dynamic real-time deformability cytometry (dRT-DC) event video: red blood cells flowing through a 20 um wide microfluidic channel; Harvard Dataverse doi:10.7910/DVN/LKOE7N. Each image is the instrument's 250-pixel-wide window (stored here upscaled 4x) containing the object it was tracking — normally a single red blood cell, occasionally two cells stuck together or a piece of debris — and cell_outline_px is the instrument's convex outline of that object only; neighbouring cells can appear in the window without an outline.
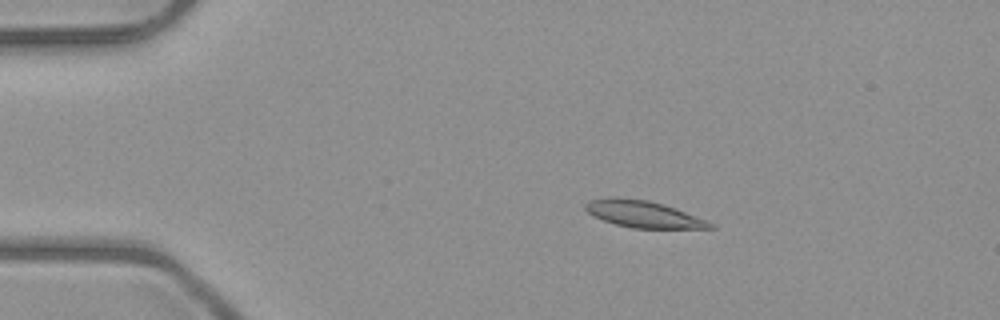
{"species": "common noctule bat (a hibernating species)", "species_latin": "Nyctalus noctula", "temperature_condition": "room temperature", "stored_images_in_passage": 51, "camera_frame_rate_fps": 3000, "um_per_image_px": 0.085, "animal": {"sex": "male", "body_mass_g": 23.1, "forearm_length_mm": 52.7}, "frame": {"image": 1, "passage_image": 9, "time_ms": 2.667, "image_size_px": [1000, 320], "cell_outline_px": [[716, 228], [632, 228], [616, 224], [592, 216], [584, 208], [584, 204], [588, 200], [616, 196], [648, 200], [664, 204], [676, 208], [704, 220], [712, 224]], "centroid_in_image_um": [54.6, 18.18], "position_along_channel_um": 30.4, "area_um2": 19.36}}
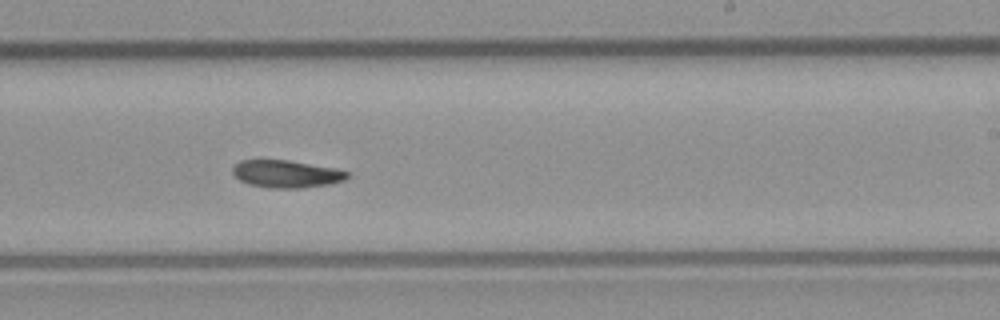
{"frame": {"image": 2, "passage_image": 31, "time_ms": 10.0, "image_size_px": [1000, 320], "cell_outline_px": [[352, 176], [344, 180], [332, 184], [304, 188], [268, 188], [248, 184], [240, 180], [232, 172], [232, 168], [240, 160], [288, 160], [336, 168], [348, 172]], "centroid_in_image_um": [24.38, 14.79], "position_along_channel_um": 264.6, "area_um2": 18.55}}
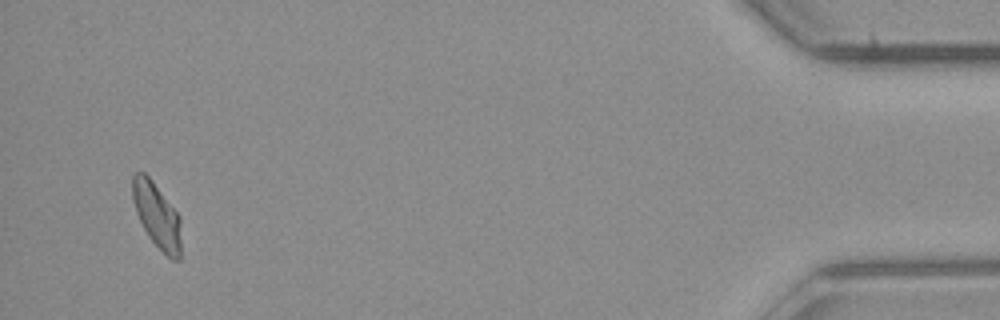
{"frame": {"image": 3, "passage_image": 49, "time_ms": 16.0, "image_size_px": [1000, 320], "cell_outline_px": [[180, 260], [172, 260], [148, 236], [136, 212], [132, 200], [132, 176], [136, 172], [144, 172], [152, 180], [180, 216]], "centroid_in_image_um": [13.32, 18.28], "position_along_channel_um": 421.9, "area_um2": 18.21}, "authors_computed_cell_mechanics": {"area_um2": 19.0162, "velocity_mm_per_s": 3.9986, "shape_relaxation_time_tau1_ms": 10.1677, "shape_relaxation_time_tau2_ms": null, "deformation_change_tau1": 0.1988, "deformation_change_tau2": null}}